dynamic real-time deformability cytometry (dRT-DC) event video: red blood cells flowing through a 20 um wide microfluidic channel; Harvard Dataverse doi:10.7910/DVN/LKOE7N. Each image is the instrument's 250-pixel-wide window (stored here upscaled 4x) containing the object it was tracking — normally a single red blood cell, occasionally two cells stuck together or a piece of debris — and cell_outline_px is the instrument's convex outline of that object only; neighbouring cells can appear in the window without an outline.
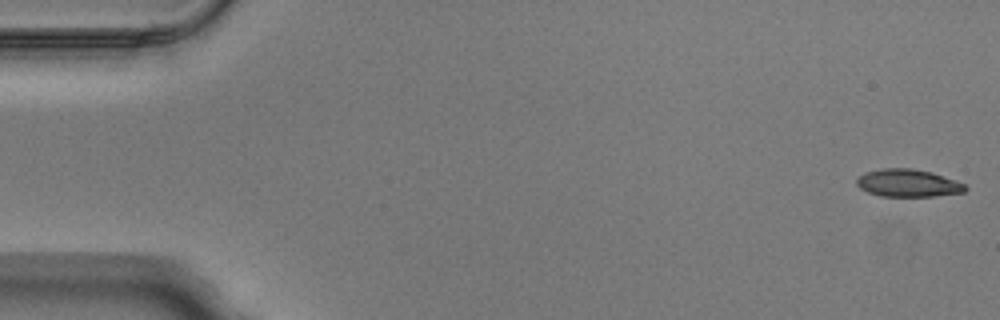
{"species": "Egyptian fruit bat (a non-hibernating species)", "species_latin": "Rousettus aegyptiacus", "temperature_condition": "warm", "stored_images_in_passage": 50, "camera_frame_rate_fps": 3000, "um_per_image_px": 0.085, "animal": {"sex": "male"}, "frame": {"image": 1, "passage_image": 1, "time_ms": 0.0, "image_size_px": [1000, 320], "cell_outline_px": [[968, 188], [964, 192], [936, 196], [880, 196], [868, 192], [860, 188], [856, 184], [856, 180], [864, 172], [884, 168], [912, 168], [932, 172], [964, 184]], "centroid_in_image_um": [77.16, 15.56], "position_along_channel_um": 7.8, "area_um2": 17.4}}
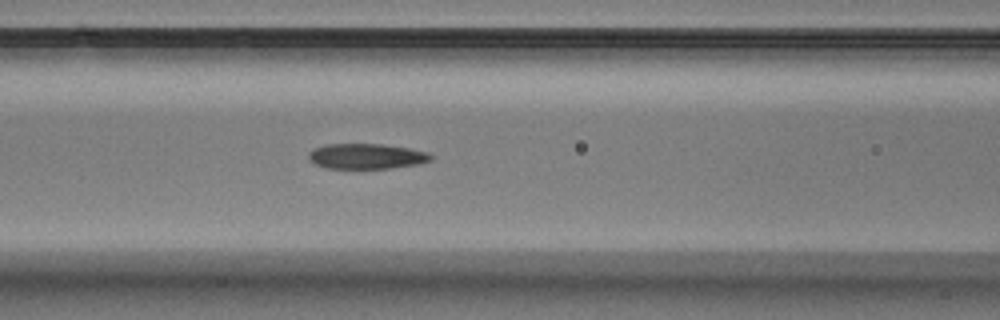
{"frame": {"image": 2, "passage_image": 21, "time_ms": 6.667, "image_size_px": [1000, 320], "cell_outline_px": [[432, 160], [420, 164], [392, 168], [324, 168], [312, 164], [308, 156], [308, 152], [312, 148], [324, 144], [380, 144], [408, 148], [428, 152], [432, 156]], "centroid_in_image_um": [31.1, 13.28], "position_along_channel_um": 135.5, "area_um2": 18.26}}
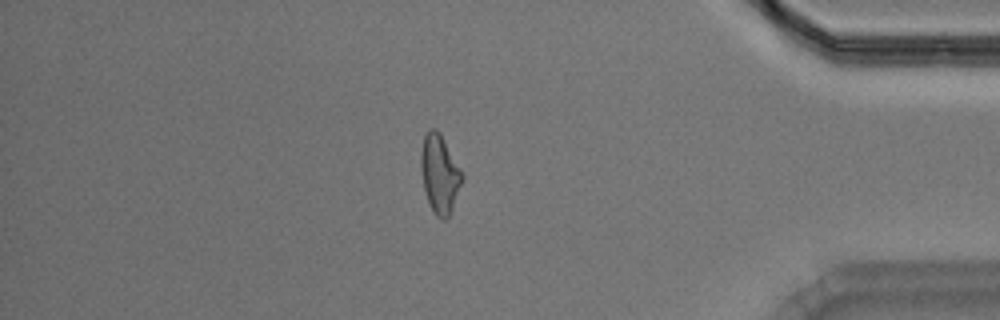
{"frame": {"image": 3, "passage_image": 43, "time_ms": 14.0, "image_size_px": [1000, 320], "cell_outline_px": [[464, 180], [452, 208], [448, 216], [444, 220], [440, 220], [436, 216], [428, 200], [424, 188], [420, 168], [420, 152], [424, 136], [432, 128], [436, 128], [440, 132], [464, 172]], "centroid_in_image_um": [37.4, 14.75], "position_along_channel_um": 397.8, "area_um2": 19.07}, "authors_computed_cell_mechanics": {"area_um2": 18.4382, "velocity_mm_per_s": 4.0287, "shape_relaxation_time_tau1_ms": 7.299, "shape_relaxation_time_tau2_ms": 2.973, "deformation_change_tau1": 0.2249, "deformation_change_tau2": 0.1071}}